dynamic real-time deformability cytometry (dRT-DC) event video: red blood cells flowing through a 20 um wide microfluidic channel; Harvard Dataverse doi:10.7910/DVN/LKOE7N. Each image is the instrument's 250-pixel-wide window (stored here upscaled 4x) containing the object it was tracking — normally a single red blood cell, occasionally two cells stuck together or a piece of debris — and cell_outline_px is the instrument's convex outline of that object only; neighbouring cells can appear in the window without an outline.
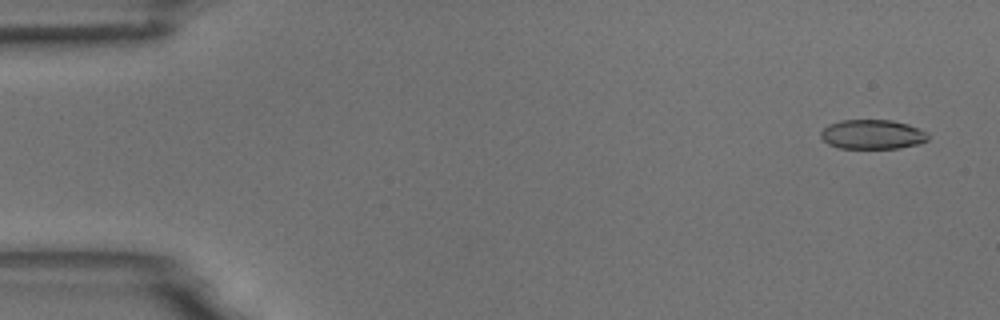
{"species": "common noctule bat (a hibernating species)", "species_latin": "Nyctalus noctula", "temperature_condition": "room temperature", "stored_images_in_passage": 55, "camera_frame_rate_fps": 3000, "um_per_image_px": 0.085, "animal": {"sex": "male", "body_mass_g": 18.8}, "frame": {"image": 1, "passage_image": 3, "time_ms": 0.667, "image_size_px": [1000, 320], "cell_outline_px": [[928, 140], [916, 144], [900, 148], [840, 148], [828, 144], [820, 136], [820, 132], [828, 124], [840, 120], [892, 120], [908, 124], [928, 132]], "centroid_in_image_um": [74.14, 11.42], "position_along_channel_um": 10.9, "area_um2": 18.44}}
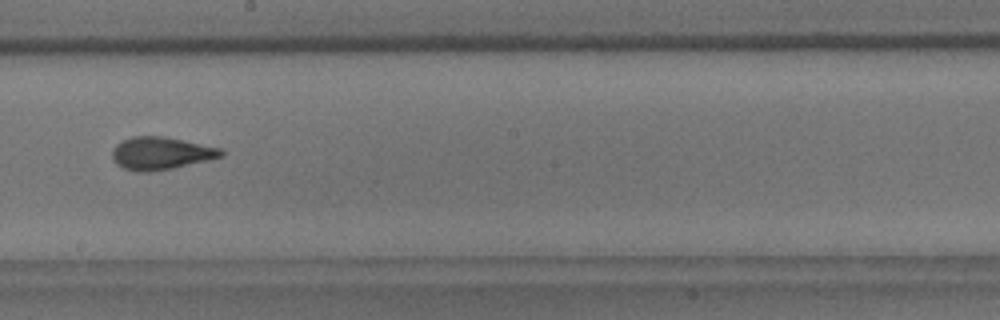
{"frame": {"image": 2, "passage_image": 31, "time_ms": 10.0, "image_size_px": [1000, 320], "cell_outline_px": [[224, 156], [208, 160], [172, 168], [148, 172], [136, 172], [124, 168], [116, 164], [112, 156], [112, 148], [116, 144], [132, 136], [164, 136], [220, 148], [224, 152]], "centroid_in_image_um": [13.65, 13.03], "position_along_channel_um": 234.5, "area_um2": 20.63}}
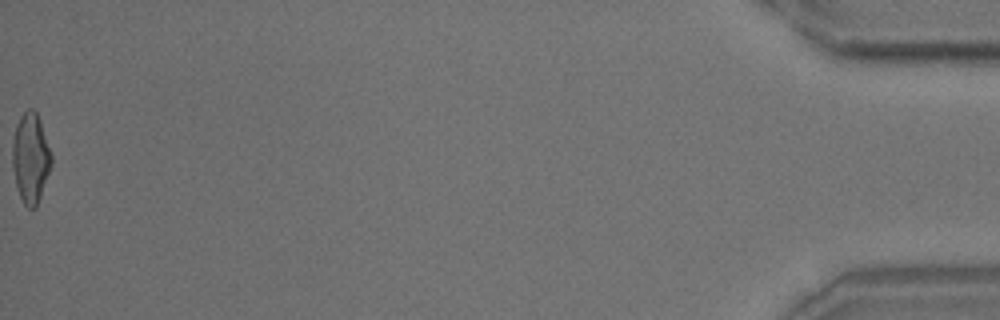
{"frame": {"image": 3, "passage_image": 55, "time_ms": 18.0, "image_size_px": [1000, 320], "cell_outline_px": [[52, 164], [36, 208], [28, 208], [24, 204], [20, 196], [16, 184], [12, 164], [12, 140], [16, 124], [20, 116], [28, 108], [32, 108], [36, 112], [40, 120], [52, 156]], "centroid_in_image_um": [2.59, 13.41], "position_along_channel_um": 432.6, "area_um2": 20.4}, "authors_computed_cell_mechanics": {"area_um2": 19.8832, "velocity_mm_per_s": 3.7316, "shape_relaxation_time_tau1_ms": 4.9014, "shape_relaxation_time_tau2_ms": 1.1705, "deformation_change_tau1": 0.1631, "deformation_change_tau2": 0.0818}}